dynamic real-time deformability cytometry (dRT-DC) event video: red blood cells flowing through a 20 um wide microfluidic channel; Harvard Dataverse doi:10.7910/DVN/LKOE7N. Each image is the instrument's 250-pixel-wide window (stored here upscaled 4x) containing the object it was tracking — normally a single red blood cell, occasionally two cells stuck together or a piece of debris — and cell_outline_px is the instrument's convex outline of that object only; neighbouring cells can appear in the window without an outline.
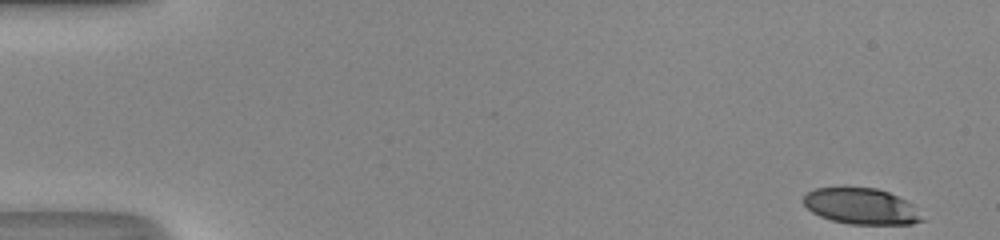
{"species": "human", "species_latin": "Homo sapiens", "temperature_condition": "room temperature", "stored_images_in_passage": 47, "camera_frame_rate_fps": 3000, "um_per_image_px": 0.085, "donor": {"sex": "male"}, "frame": {"image": 1, "passage_image": 1, "time_ms": 0.0, "image_size_px": [1000, 240], "cell_outline_px": [[924, 220], [912, 224], [848, 224], [832, 220], [820, 216], [812, 212], [804, 204], [804, 192], [816, 188], [844, 184], [876, 188], [888, 192], [908, 200], [912, 204]], "centroid_in_image_um": [73.15, 17.48], "position_along_channel_um": 11.8, "area_um2": 25.66}}
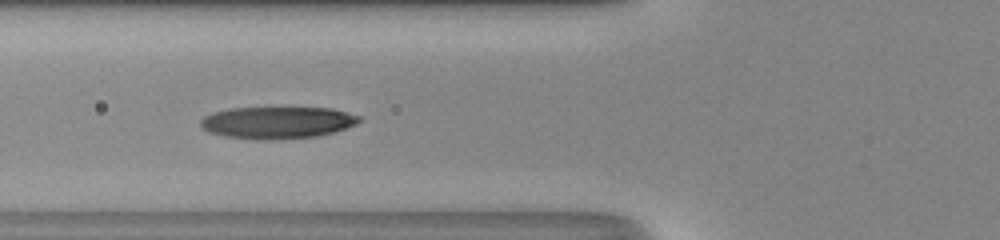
{"frame": {"image": 2, "passage_image": 18, "time_ms": 5.667, "image_size_px": [1000, 240], "cell_outline_px": [[360, 120], [356, 124], [332, 132], [316, 136], [224, 136], [208, 132], [200, 124], [200, 120], [204, 116], [212, 112], [228, 108], [332, 108], [360, 116]], "centroid_in_image_um": [23.56, 10.35], "position_along_channel_um": 102.2, "area_um2": 27.98}}
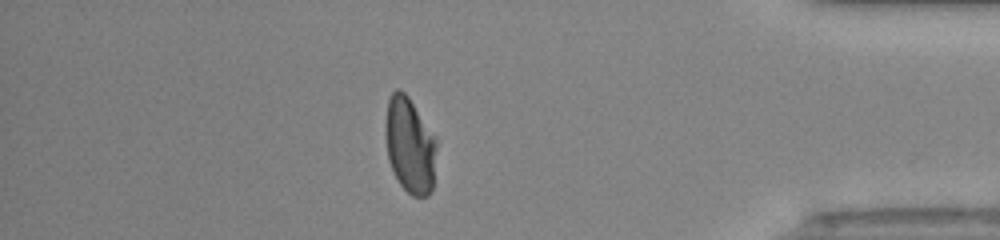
{"frame": {"image": 3, "passage_image": 41, "time_ms": 13.333, "image_size_px": [1000, 240], "cell_outline_px": [[436, 148], [432, 188], [428, 196], [412, 196], [400, 184], [388, 160], [384, 132], [384, 124], [388, 100], [392, 92], [396, 88], [400, 88], [408, 96], [436, 140]], "centroid_in_image_um": [34.79, 12.33], "position_along_channel_um": 400.4, "area_um2": 28.32}, "authors_computed_cell_mechanics": {"area_um2": 28.611, "velocity_mm_per_s": 4.3456, "shape_relaxation_time_tau1_ms": 3.9214, "shape_relaxation_time_tau2_ms": 1.5084, "deformation_change_tau1": 0.196, "deformation_change_tau2": 0.0686}}